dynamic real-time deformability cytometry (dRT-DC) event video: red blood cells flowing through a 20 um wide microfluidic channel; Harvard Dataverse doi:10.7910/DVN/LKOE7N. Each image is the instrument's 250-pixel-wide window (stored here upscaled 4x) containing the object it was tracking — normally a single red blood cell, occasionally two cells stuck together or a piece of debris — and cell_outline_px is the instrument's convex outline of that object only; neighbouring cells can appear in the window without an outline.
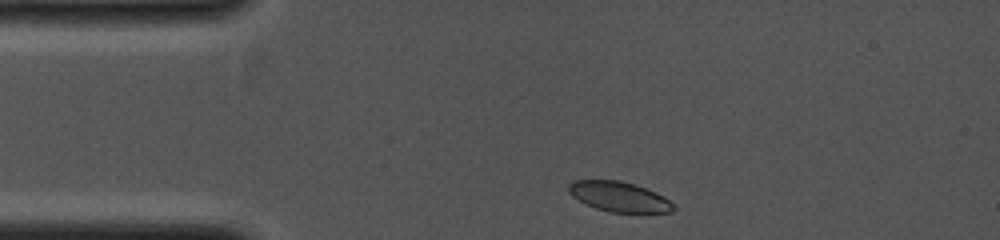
{"species": "common noctule bat (a hibernating species)", "species_latin": "Nyctalus noctula", "temperature_condition": "cold", "stored_images_in_passage": 31, "camera_frame_rate_fps": 4000, "um_per_image_px": 0.085, "animal": {"sex": "female", "body_mass_g": 19.0, "forearm_length_mm": 53.3}, "frame": {"image": 1, "passage_image": 1, "time_ms": 0.0, "image_size_px": [1000, 240], "cell_outline_px": [[676, 208], [672, 212], [612, 212], [596, 208], [572, 196], [568, 192], [568, 184], [572, 180], [620, 180], [636, 184], [656, 192], [664, 196]], "centroid_in_image_um": [52.62, 16.7], "position_along_channel_um": 32.4, "area_um2": 18.26}}
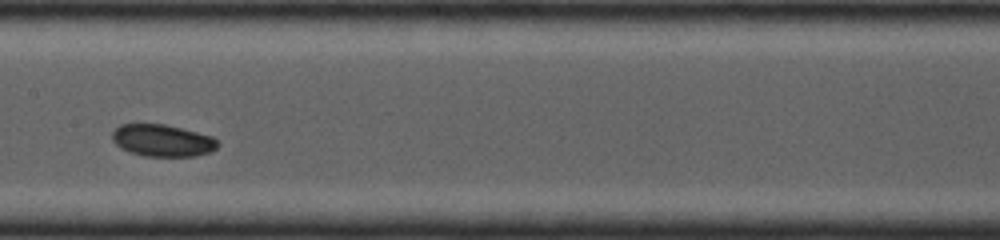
{"frame": {"image": 2, "passage_image": 14, "time_ms": 3.25, "image_size_px": [1000, 240], "cell_outline_px": [[220, 144], [216, 148], [208, 152], [196, 156], [144, 156], [132, 152], [116, 144], [112, 140], [112, 132], [120, 124], [164, 124], [212, 136]], "centroid_in_image_um": [13.81, 11.94], "position_along_channel_um": 193.6, "area_um2": 19.42}}
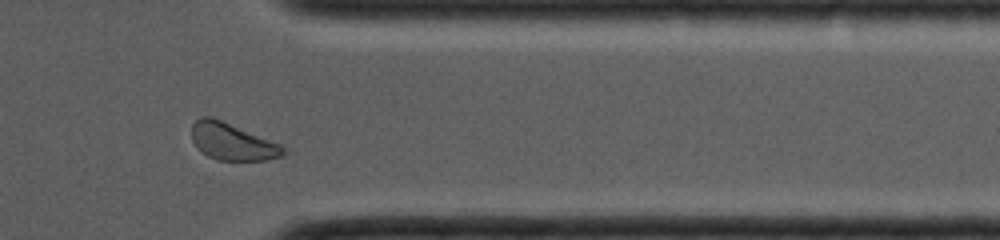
{"frame": {"image": 3, "passage_image": 27, "time_ms": 6.5, "image_size_px": [1000, 240], "cell_outline_px": [[284, 156], [268, 160], [216, 160], [208, 156], [192, 140], [192, 124], [200, 116], [212, 116], [280, 144], [284, 148]], "centroid_in_image_um": [19.74, 12.03], "position_along_channel_um": 391.7, "area_um2": 19.54}}